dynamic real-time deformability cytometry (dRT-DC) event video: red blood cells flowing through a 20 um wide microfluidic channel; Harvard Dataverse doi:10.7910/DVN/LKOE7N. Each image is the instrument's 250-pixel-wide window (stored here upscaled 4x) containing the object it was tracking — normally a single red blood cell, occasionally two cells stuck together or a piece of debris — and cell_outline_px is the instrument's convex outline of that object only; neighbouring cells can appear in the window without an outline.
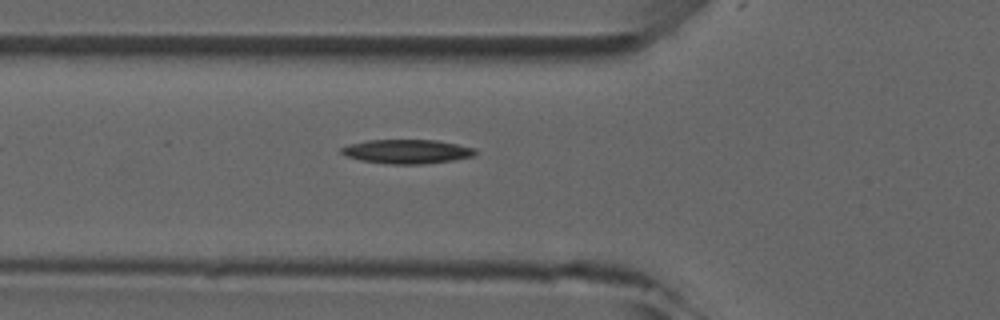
{"species": "common noctule bat (a hibernating species)", "species_latin": "Nyctalus noctula", "temperature_condition": "room temperature", "stored_images_in_passage": 5, "camera_frame_rate_fps": 3000, "um_per_image_px": 0.085, "animal": {"sex": "male", "forearm_length_mm": 52.5}, "frame": {"image": 1, "passage_image": 5, "time_ms": 4.333, "image_size_px": [1000, 320], "cell_outline_px": [[476, 152], [472, 156], [452, 160], [424, 164], [384, 164], [360, 160], [348, 156], [340, 152], [340, 148], [352, 144], [368, 140], [436, 140], [476, 148]], "centroid_in_image_um": [34.59, 12.88], "position_along_channel_um": 91.2, "area_um2": 18.67}}